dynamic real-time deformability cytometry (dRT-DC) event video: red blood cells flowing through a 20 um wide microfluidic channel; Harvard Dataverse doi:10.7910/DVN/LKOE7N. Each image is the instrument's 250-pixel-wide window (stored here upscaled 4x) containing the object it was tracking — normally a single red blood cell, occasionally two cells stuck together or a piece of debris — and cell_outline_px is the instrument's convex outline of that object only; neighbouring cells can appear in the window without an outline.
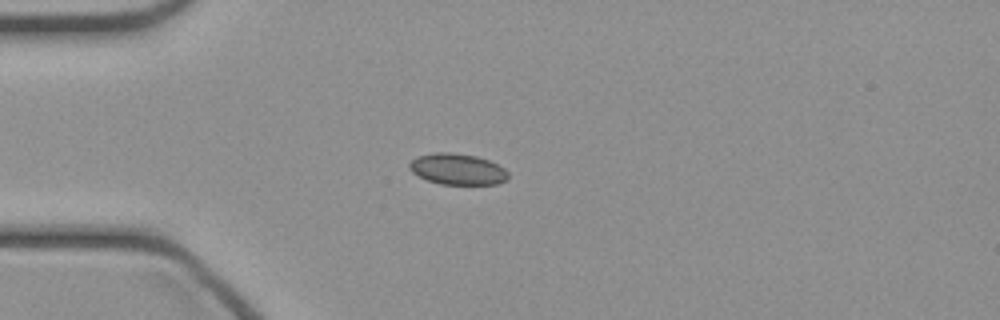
{"species": "common noctule bat (a hibernating species)", "species_latin": "Nyctalus noctula", "temperature_condition": "cold", "stored_images_in_passage": 36, "camera_frame_rate_fps": 3000, "um_per_image_px": 0.085, "animal": {"sex": "female", "body_mass_g": 21.9}, "frame": {"image": 1, "passage_image": 1, "time_ms": 0.0, "image_size_px": [1000, 320], "cell_outline_px": [[508, 180], [496, 184], [440, 184], [428, 180], [412, 172], [408, 168], [408, 164], [412, 160], [420, 156], [436, 152], [452, 152], [476, 156], [488, 160], [504, 168], [508, 172]], "centroid_in_image_um": [38.9, 14.38], "position_along_channel_um": 46.1, "area_um2": 17.8}}
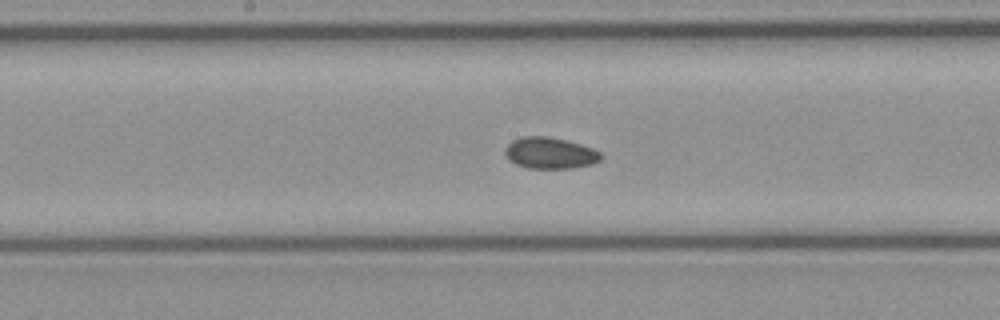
{"frame": {"image": 2, "passage_image": 13, "time_ms": 4.0, "image_size_px": [1000, 320], "cell_outline_px": [[604, 156], [600, 160], [592, 164], [572, 168], [528, 168], [516, 164], [508, 160], [504, 152], [504, 148], [512, 140], [520, 136], [548, 136], [568, 140], [592, 148], [600, 152]], "centroid_in_image_um": [46.73, 13.0], "position_along_channel_um": 201.5, "area_um2": 17.74}}
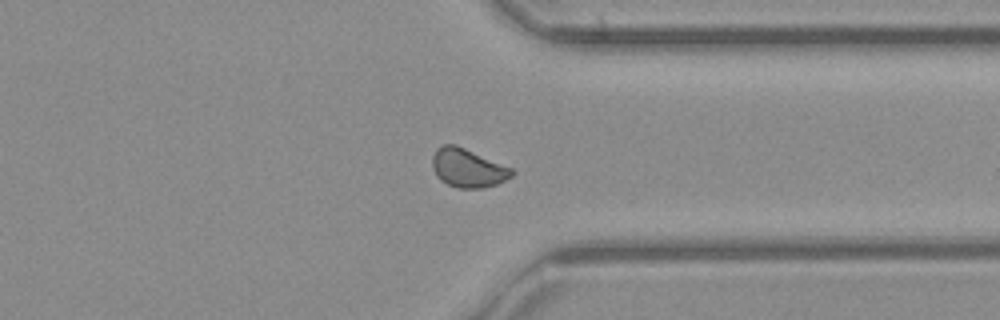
{"frame": {"image": 3, "passage_image": 25, "time_ms": 8.0, "image_size_px": [1000, 320], "cell_outline_px": [[516, 172], [512, 176], [496, 184], [484, 188], [460, 188], [448, 184], [440, 180], [436, 176], [432, 168], [432, 156], [436, 148], [444, 144], [456, 144], [512, 168]], "centroid_in_image_um": [39.74, 14.27], "position_along_channel_um": 371.7, "area_um2": 17.98}}